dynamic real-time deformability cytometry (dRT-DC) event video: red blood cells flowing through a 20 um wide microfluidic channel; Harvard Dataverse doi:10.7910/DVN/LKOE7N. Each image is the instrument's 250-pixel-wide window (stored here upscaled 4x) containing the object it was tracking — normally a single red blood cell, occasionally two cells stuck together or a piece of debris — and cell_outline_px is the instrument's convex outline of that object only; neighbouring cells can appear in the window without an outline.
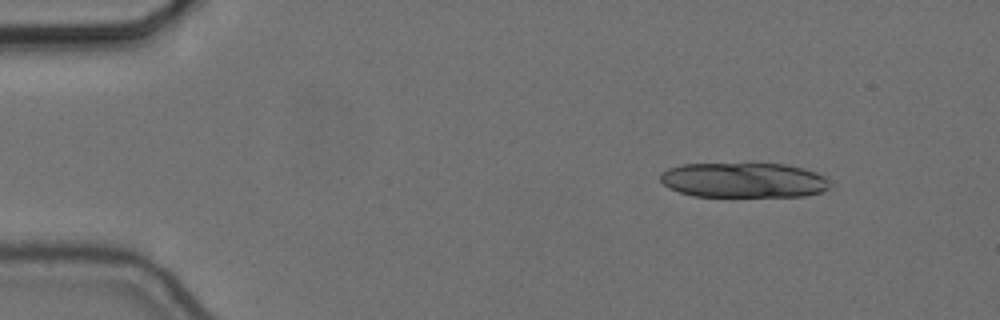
{"species": "common noctule bat (a hibernating species)", "species_latin": "Nyctalus noctula", "temperature_condition": "cold", "stored_images_in_passage": 28, "segment_of_instrument_passage": [1, 2], "camera_frame_rate_fps": 3000, "um_per_image_px": 0.085, "animal": {"sex": "female", "body_mass_g": 24.6, "forearm_length_mm": 56.2}, "frame": {"image": 1, "passage_image": 7, "time_ms": 2.0, "image_size_px": [1000, 320], "cell_outline_px": [[828, 188], [824, 192], [804, 196], [692, 196], [668, 188], [660, 180], [660, 172], [668, 168], [680, 164], [784, 164], [804, 168], [816, 172], [824, 176], [828, 180]], "centroid_in_image_um": [63.19, 15.31], "position_along_channel_um": 21.8, "area_um2": 34.68}}